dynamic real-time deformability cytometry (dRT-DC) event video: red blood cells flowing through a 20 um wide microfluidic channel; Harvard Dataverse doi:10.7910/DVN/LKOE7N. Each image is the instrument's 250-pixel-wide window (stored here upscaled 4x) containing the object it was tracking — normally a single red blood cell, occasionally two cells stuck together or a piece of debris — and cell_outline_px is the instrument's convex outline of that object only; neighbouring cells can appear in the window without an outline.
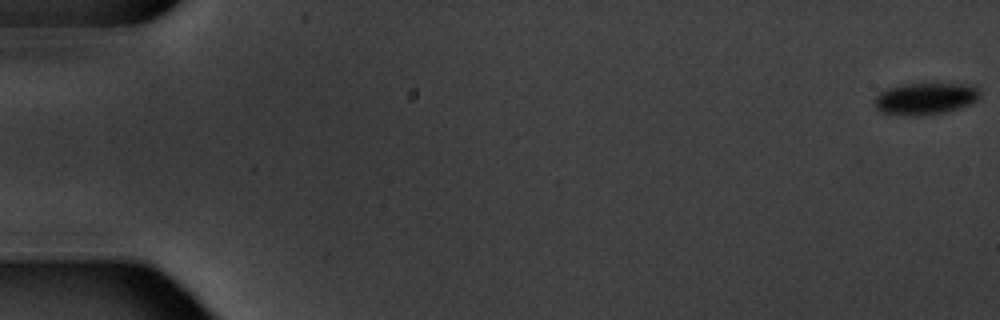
{"species": "common noctule bat (a hibernating species)", "species_latin": "Nyctalus noctula", "temperature_condition": "warm", "stored_images_in_passage": 7, "camera_frame_rate_fps": 3000, "um_per_image_px": 0.085, "animal": {"sex": "male", "body_mass_g": 20.1, "forearm_length_mm": 53.5}, "frame": {"image": 1, "passage_image": 1, "time_ms": 0.0, "image_size_px": [1000, 320], "cell_outline_px": [[980, 96], [976, 100], [968, 104], [948, 112], [916, 116], [904, 116], [880, 112], [876, 108], [876, 96], [880, 92], [888, 88], [904, 84], [968, 84], [976, 88], [980, 92]], "centroid_in_image_um": [78.63, 8.4], "position_along_channel_um": 6.4, "area_um2": 19.42}}
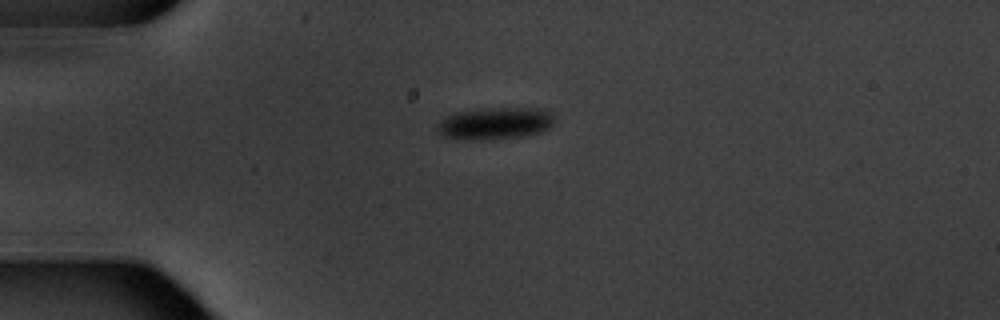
{"frame": {"image": 2, "passage_image": 5, "time_ms": 5.0, "image_size_px": [1000, 320], "cell_outline_px": [[556, 124], [544, 132], [528, 136], [492, 140], [468, 140], [440, 136], [436, 132], [436, 124], [452, 112], [480, 108], [548, 108], [552, 112], [556, 120]], "centroid_in_image_um": [42.13, 10.49], "position_along_channel_um": 42.9, "area_um2": 23.06}}